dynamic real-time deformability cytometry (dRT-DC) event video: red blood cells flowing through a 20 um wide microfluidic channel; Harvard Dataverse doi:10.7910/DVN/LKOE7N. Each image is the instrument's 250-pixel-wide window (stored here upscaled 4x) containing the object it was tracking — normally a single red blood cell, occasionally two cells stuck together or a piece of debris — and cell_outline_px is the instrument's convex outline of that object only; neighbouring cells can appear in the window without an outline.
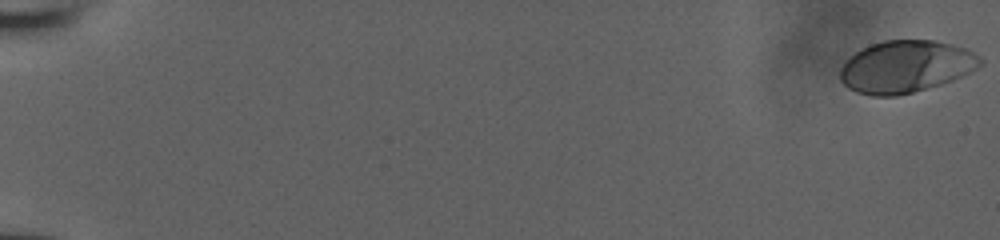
{"species": "human", "species_latin": "Homo sapiens", "temperature_condition": "room temperature", "stored_images_in_passage": 20, "camera_frame_rate_fps": 3000, "um_per_image_px": 0.085, "donor": {"sex": "male"}, "frame": {"image": 1, "passage_image": 1, "time_ms": 0.0, "image_size_px": [1000, 240], "cell_outline_px": [[984, 64], [952, 80], [940, 84], [912, 92], [896, 96], [872, 96], [856, 92], [848, 88], [840, 80], [840, 68], [856, 52], [872, 44], [884, 40], [936, 40], [952, 44], [964, 48], [980, 56], [984, 60]], "centroid_in_image_um": [77.0, 5.66], "position_along_channel_um": 8.0, "area_um2": 42.31}}
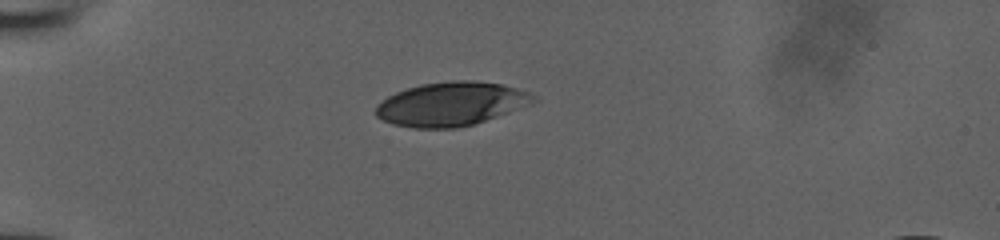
{"frame": {"image": 2, "passage_image": 15, "time_ms": 4.667, "image_size_px": [1000, 240], "cell_outline_px": [[540, 100], [532, 104], [472, 124], [456, 128], [412, 128], [392, 124], [376, 116], [376, 104], [380, 100], [396, 92], [420, 84], [452, 80], [476, 80], [504, 84], [528, 92], [536, 96]], "centroid_in_image_um": [38.35, 8.82], "position_along_channel_um": 46.7, "area_um2": 40.4}}
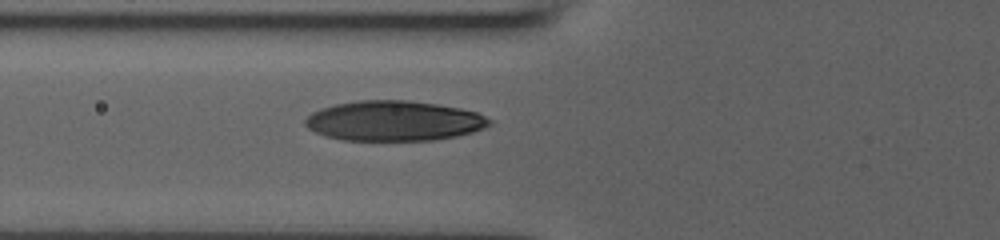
{"frame": {"image": 3, "passage_image": 20, "time_ms": 6.333, "image_size_px": [1000, 240], "cell_outline_px": [[492, 124], [484, 128], [472, 132], [456, 136], [432, 140], [344, 140], [328, 136], [316, 132], [308, 128], [304, 124], [304, 120], [312, 112], [320, 108], [336, 104], [360, 100], [408, 100], [436, 104], [460, 108], [476, 112], [492, 120]], "centroid_in_image_um": [33.49, 10.27], "position_along_channel_um": 92.3, "area_um2": 42.89}}